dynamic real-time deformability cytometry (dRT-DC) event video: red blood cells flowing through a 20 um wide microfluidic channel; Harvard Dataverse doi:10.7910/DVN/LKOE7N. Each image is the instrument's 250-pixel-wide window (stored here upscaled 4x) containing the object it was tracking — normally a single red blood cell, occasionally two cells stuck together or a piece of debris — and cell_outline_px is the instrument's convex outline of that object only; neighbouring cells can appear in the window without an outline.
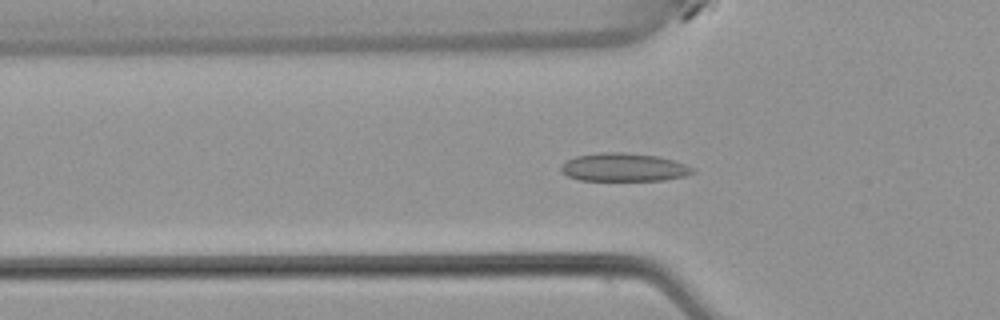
{"species": "common noctule bat (a hibernating species)", "species_latin": "Nyctalus noctula", "temperature_condition": "warm", "stored_images_in_passage": 54, "camera_frame_rate_fps": 3000, "um_per_image_px": 0.085, "animal": {"sex": "female", "body_mass_g": 22.7, "forearm_length_mm": 54.2}, "frame": {"image": 1, "passage_image": 18, "time_ms": 5.667, "image_size_px": [1000, 320], "cell_outline_px": [[696, 172], [684, 176], [664, 180], [580, 180], [568, 176], [560, 172], [560, 168], [568, 160], [576, 156], [600, 152], [624, 152], [660, 156], [696, 168]], "centroid_in_image_um": [53.05, 14.21], "position_along_channel_um": 72.8, "area_um2": 21.68}}
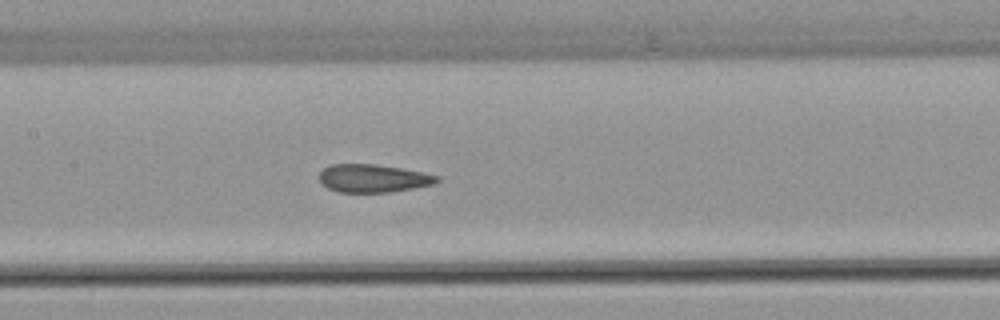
{"frame": {"image": 2, "passage_image": 26, "time_ms": 8.333, "image_size_px": [1000, 320], "cell_outline_px": [[440, 180], [436, 184], [388, 192], [340, 192], [328, 188], [320, 184], [320, 172], [328, 164], [376, 164], [400, 168], [440, 176]], "centroid_in_image_um": [31.7, 15.15], "position_along_channel_um": 175.7, "area_um2": 19.19}}
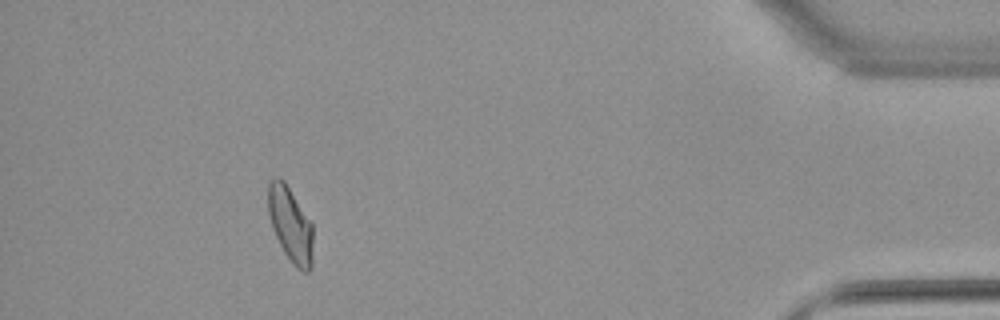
{"frame": {"image": 3, "passage_image": 49, "time_ms": 16.0, "image_size_px": [1000, 320], "cell_outline_px": [[312, 268], [308, 272], [304, 272], [296, 268], [292, 264], [284, 252], [272, 228], [268, 212], [268, 180], [276, 176], [280, 176], [284, 180], [312, 224]], "centroid_in_image_um": [24.67, 19.07], "position_along_channel_um": 410.5, "area_um2": 19.65}, "authors_computed_cell_mechanics": {"area_um2": 20.2589, "velocity_mm_per_s": 3.8365, "shape_relaxation_time_tau1_ms": null, "shape_relaxation_time_tau2_ms": 1.86, "deformation_change_tau1": null, "deformation_change_tau2": 0.053}}